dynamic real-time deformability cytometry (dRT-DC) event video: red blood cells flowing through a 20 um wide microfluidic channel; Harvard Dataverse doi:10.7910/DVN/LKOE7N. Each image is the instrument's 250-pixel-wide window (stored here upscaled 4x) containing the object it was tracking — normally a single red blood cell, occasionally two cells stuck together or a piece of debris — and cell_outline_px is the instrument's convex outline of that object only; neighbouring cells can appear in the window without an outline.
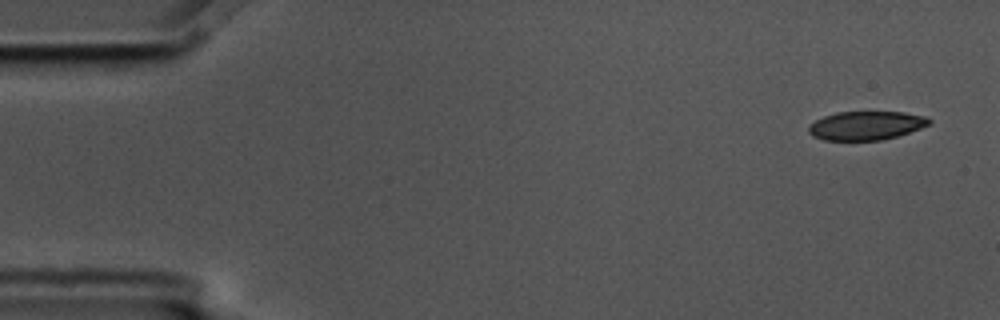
{"species": "common noctule bat (a hibernating species)", "species_latin": "Nyctalus noctula", "temperature_condition": "cold", "stored_images_in_passage": 4, "camera_frame_rate_fps": 3000, "um_per_image_px": 0.085, "animal": {"sex": "male", "body_mass_g": 17.5, "forearm_length_mm": 52.3}, "frame": {"image": 1, "passage_image": 1, "time_ms": 0.0, "image_size_px": [1000, 320], "cell_outline_px": [[932, 124], [896, 136], [880, 140], [824, 140], [812, 136], [808, 132], [808, 124], [824, 116], [836, 112], [904, 112], [928, 116], [932, 120]], "centroid_in_image_um": [73.62, 10.66], "position_along_channel_um": 11.4, "area_um2": 20.29}}